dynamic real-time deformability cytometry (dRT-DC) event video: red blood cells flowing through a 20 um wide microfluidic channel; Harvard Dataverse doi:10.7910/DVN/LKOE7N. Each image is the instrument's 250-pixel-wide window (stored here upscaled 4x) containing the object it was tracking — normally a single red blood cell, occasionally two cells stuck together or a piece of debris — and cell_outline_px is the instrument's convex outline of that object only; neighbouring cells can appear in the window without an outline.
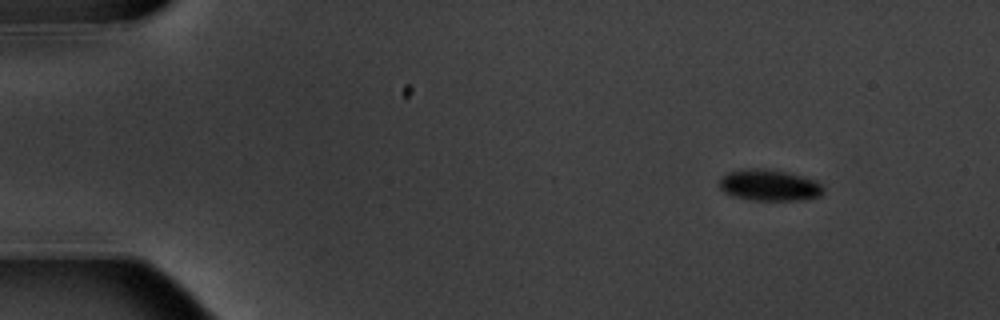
{"species": "common noctule bat (a hibernating species)", "species_latin": "Nyctalus noctula", "temperature_condition": "warm", "stored_images_in_passage": 4, "camera_frame_rate_fps": 3000, "um_per_image_px": 0.085, "animal": {"sex": "male", "body_mass_g": 20.1, "forearm_length_mm": 53.5}, "frame": {"image": 1, "passage_image": 1, "time_ms": 0.0, "image_size_px": [1000, 320], "cell_outline_px": [[824, 192], [820, 196], [800, 200], [756, 200], [732, 196], [724, 192], [720, 188], [720, 176], [728, 172], [744, 168], [764, 168], [788, 172], [804, 176], [816, 180], [824, 188]], "centroid_in_image_um": [65.39, 15.73], "position_along_channel_um": 19.6, "area_um2": 19.19}}
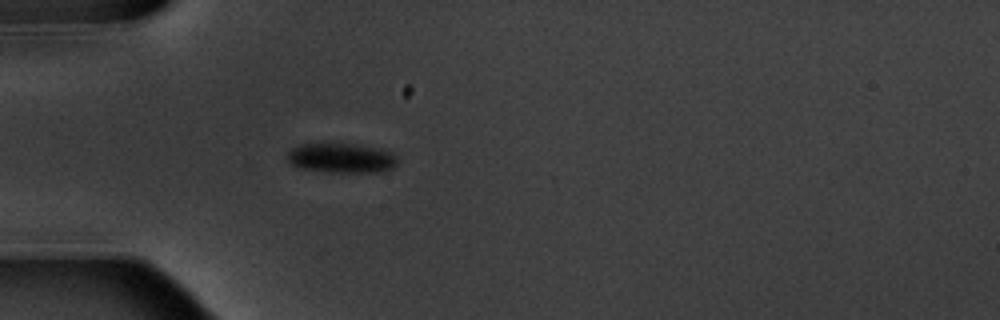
{"frame": {"image": 2, "passage_image": 4, "time_ms": 3.667, "image_size_px": [1000, 320], "cell_outline_px": [[396, 164], [392, 168], [372, 172], [328, 172], [300, 168], [292, 164], [288, 160], [288, 152], [292, 148], [300, 144], [340, 140], [376, 148], [392, 152], [396, 156]], "centroid_in_image_um": [28.97, 13.37], "position_along_channel_um": 56.0, "area_um2": 19.65}}